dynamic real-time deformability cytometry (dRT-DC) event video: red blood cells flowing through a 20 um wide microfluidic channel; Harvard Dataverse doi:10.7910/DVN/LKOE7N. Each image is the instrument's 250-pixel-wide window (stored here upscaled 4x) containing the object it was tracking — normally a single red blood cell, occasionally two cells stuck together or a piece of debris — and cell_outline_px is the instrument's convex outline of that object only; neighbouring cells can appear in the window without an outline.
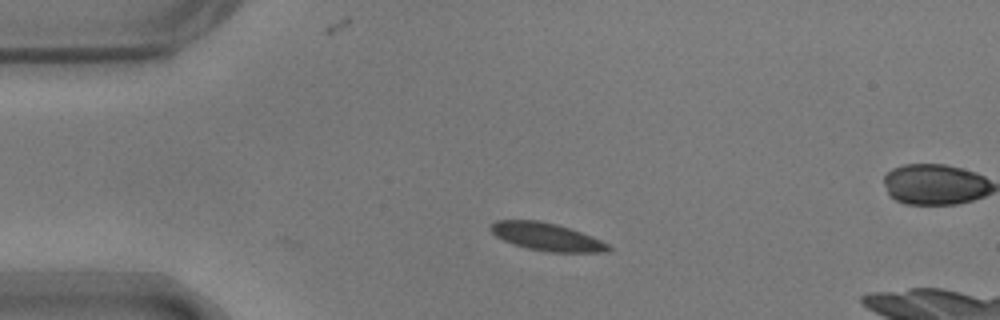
{"species": "common noctule bat (a hibernating species)", "species_latin": "Nyctalus noctula", "temperature_condition": "warm", "stored_images_in_passage": 44, "camera_frame_rate_fps": 3000, "um_per_image_px": 0.085, "animal": {"sex": "male", "body_mass_g": 17.9}, "frame": {"image": 1, "passage_image": 1, "time_ms": 0.0, "image_size_px": [1000, 320], "cell_outline_px": [[612, 248], [608, 252], [548, 252], [528, 248], [512, 244], [496, 236], [488, 228], [496, 220], [536, 220], [556, 224], [592, 236], [608, 244]], "centroid_in_image_um": [46.46, 20.13], "position_along_channel_um": 38.5, "area_um2": 18.9}}
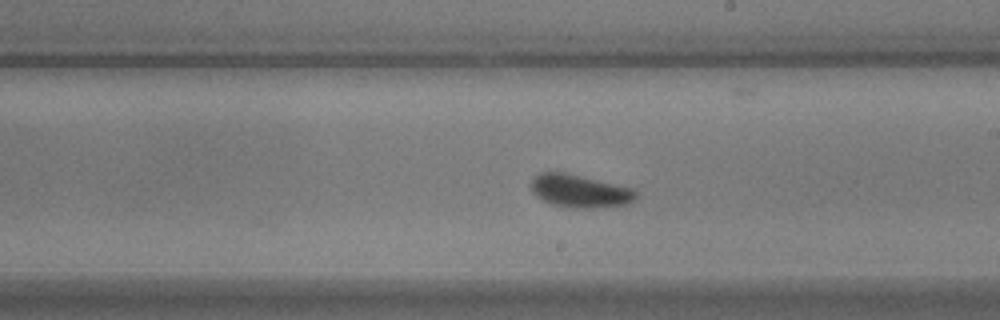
{"frame": {"image": 2, "passage_image": 20, "time_ms": 6.333, "image_size_px": [1000, 320], "cell_outline_px": [[640, 192], [636, 200], [624, 204], [592, 208], [572, 208], [552, 204], [536, 196], [532, 192], [532, 180], [540, 172], [564, 172], [632, 188]], "centroid_in_image_um": [49.31, 16.24], "position_along_channel_um": 239.7, "area_um2": 19.94}}
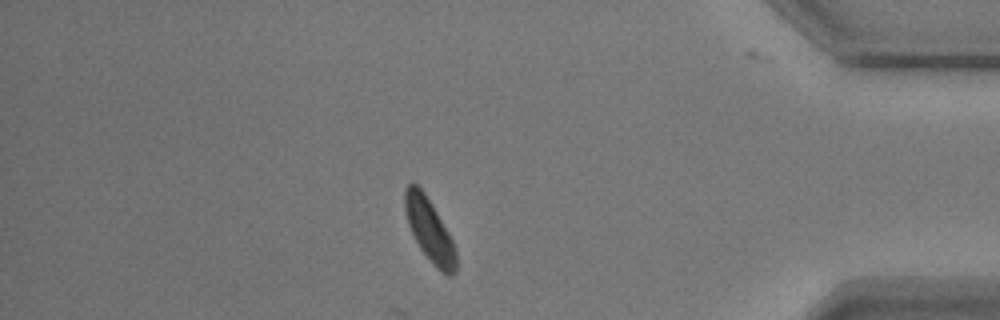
{"frame": {"image": 3, "passage_image": 36, "time_ms": 11.667, "image_size_px": [1000, 320], "cell_outline_px": [[456, 272], [452, 276], [448, 276], [440, 272], [432, 264], [420, 248], [408, 224], [404, 208], [404, 188], [412, 180], [424, 192], [432, 204], [448, 232], [456, 248]], "centroid_in_image_um": [36.5, 19.56], "position_along_channel_um": 398.7, "area_um2": 18.84}}